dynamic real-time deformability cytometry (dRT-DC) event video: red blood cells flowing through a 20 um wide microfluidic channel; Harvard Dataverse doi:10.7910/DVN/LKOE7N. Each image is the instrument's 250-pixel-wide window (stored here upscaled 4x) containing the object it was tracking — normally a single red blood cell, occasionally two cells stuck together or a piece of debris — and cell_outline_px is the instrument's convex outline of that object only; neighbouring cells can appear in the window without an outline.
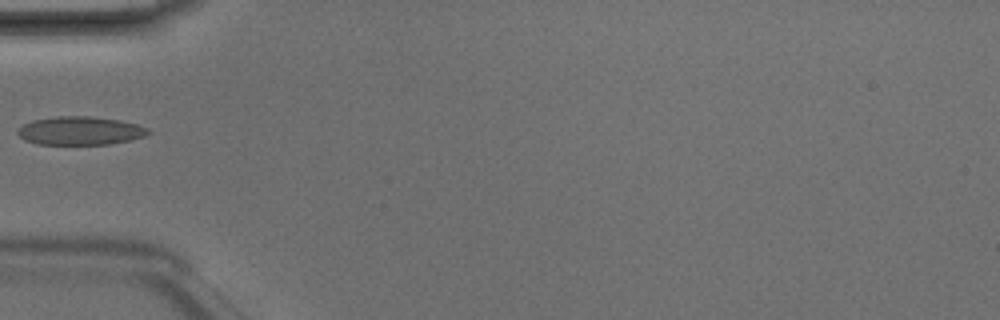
{"species": "Egyptian fruit bat (a non-hibernating species)", "species_latin": "Rousettus aegyptiacus", "temperature_condition": "room temperature", "stored_images_in_passage": 5, "camera_frame_rate_fps": 3000, "um_per_image_px": 0.085, "animal": {"sex": "male"}, "frame": {"image": 1, "passage_image": 5, "time_ms": 1.333, "image_size_px": [1000, 320], "cell_outline_px": [[152, 132], [144, 136], [128, 140], [108, 144], [36, 144], [24, 140], [16, 132], [24, 124], [32, 120], [56, 116], [92, 116], [120, 120], [136, 124], [148, 128]], "centroid_in_image_um": [6.81, 11.1], "position_along_channel_um": 78.2, "area_um2": 21.56}}